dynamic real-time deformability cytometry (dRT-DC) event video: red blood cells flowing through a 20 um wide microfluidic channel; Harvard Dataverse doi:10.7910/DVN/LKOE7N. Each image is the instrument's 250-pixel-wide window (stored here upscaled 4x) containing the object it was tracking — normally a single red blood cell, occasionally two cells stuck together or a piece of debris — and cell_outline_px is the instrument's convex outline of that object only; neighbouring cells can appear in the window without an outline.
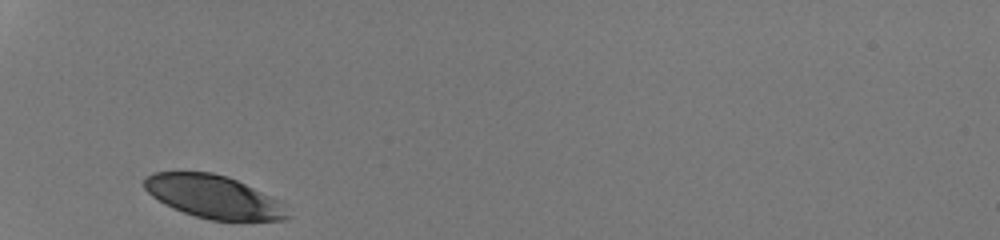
{"species": "human", "species_latin": "Homo sapiens", "temperature_condition": "room temperature", "stored_images_in_passage": 26, "camera_frame_rate_fps": 3000, "um_per_image_px": 0.085, "donor": {"sex": "male"}, "frame": {"image": 1, "passage_image": 1, "time_ms": 0.0, "image_size_px": [1000, 240], "cell_outline_px": [[292, 216], [284, 220], [212, 220], [196, 216], [172, 208], [164, 204], [152, 196], [144, 188], [144, 180], [152, 172], [212, 172], [228, 176], [280, 200], [288, 204]], "centroid_in_image_um": [18.23, 16.73], "position_along_channel_um": 66.8, "area_um2": 36.13}}
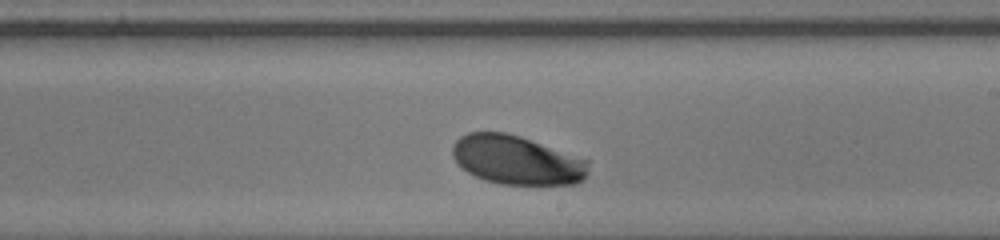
{"frame": {"image": 2, "passage_image": 15, "time_ms": 4.667, "image_size_px": [1000, 240], "cell_outline_px": [[588, 172], [584, 180], [576, 184], [500, 184], [484, 180], [468, 172], [452, 156], [452, 148], [456, 140], [460, 136], [468, 132], [504, 132], [520, 136], [588, 160]], "centroid_in_image_um": [43.93, 13.61], "position_along_channel_um": 245.1, "area_um2": 38.55}}
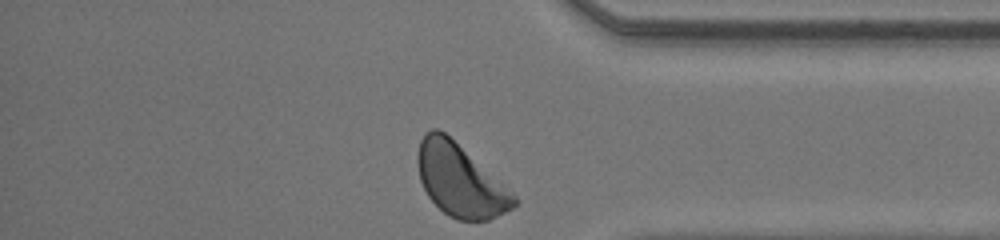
{"frame": {"image": 3, "passage_image": 26, "time_ms": 8.333, "image_size_px": [1000, 240], "cell_outline_px": [[516, 204], [512, 208], [488, 220], [456, 220], [448, 216], [428, 196], [420, 180], [416, 164], [416, 156], [420, 140], [424, 132], [432, 128], [436, 128], [444, 132], [512, 192], [516, 196]], "centroid_in_image_um": [39.05, 15.32], "position_along_channel_um": 396.2, "area_um2": 40.0}, "authors_computed_cell_mechanics": {"area_um2": 38.726, "velocity_mm_per_s": 4.2358, "shape_relaxation_time_tau1_ms": 0.7901, "shape_relaxation_time_tau2_ms": null, "deformation_change_tau1": 0.0617, "deformation_change_tau2": null}}